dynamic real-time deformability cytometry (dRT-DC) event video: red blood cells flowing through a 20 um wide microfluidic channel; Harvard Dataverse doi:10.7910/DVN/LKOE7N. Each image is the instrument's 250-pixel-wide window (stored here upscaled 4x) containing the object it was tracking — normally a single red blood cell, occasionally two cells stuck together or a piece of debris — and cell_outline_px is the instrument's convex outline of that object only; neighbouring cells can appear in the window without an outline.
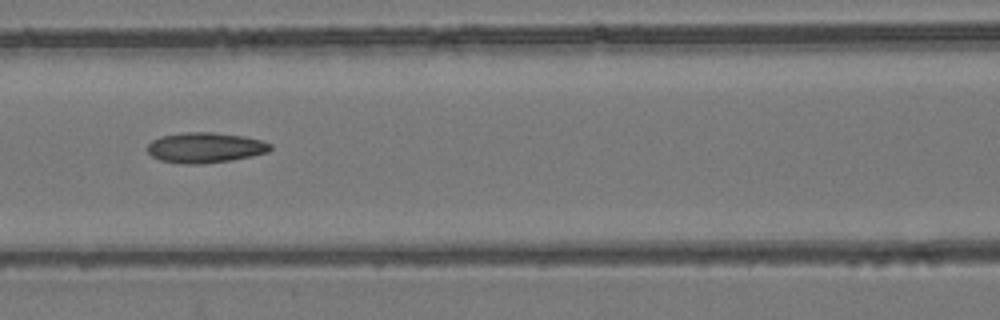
{"species": "common noctule bat (a hibernating species)", "species_latin": "Nyctalus noctula", "temperature_condition": "room temperature", "stored_images_in_passage": 9, "camera_frame_rate_fps": 3000, "um_per_image_px": 0.085, "animal": {"sex": "female", "body_mass_g": 24.6, "forearm_length_mm": 56.2}, "frame": {"image": 1, "passage_image": 6, "time_ms": 1.667, "image_size_px": [1000, 320], "cell_outline_px": [[272, 148], [268, 152], [252, 156], [232, 160], [204, 164], [180, 164], [160, 160], [152, 156], [148, 152], [148, 144], [152, 140], [160, 136], [184, 132], [212, 132], [244, 136], [260, 140], [272, 144]], "centroid_in_image_um": [17.44, 12.55], "position_along_channel_um": 149.2, "area_um2": 21.91}}
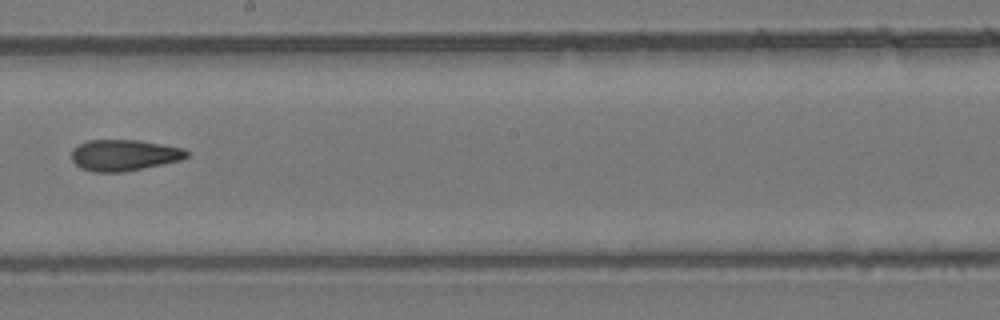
{"frame": {"image": 2, "passage_image": 8, "time_ms": 2.333, "image_size_px": [1000, 320], "cell_outline_px": [[188, 156], [180, 160], [124, 172], [92, 172], [80, 168], [72, 160], [72, 152], [80, 144], [88, 140], [140, 140], [184, 148], [188, 152]], "centroid_in_image_um": [10.55, 13.19], "position_along_channel_um": 237.6, "area_um2": 20.81}}
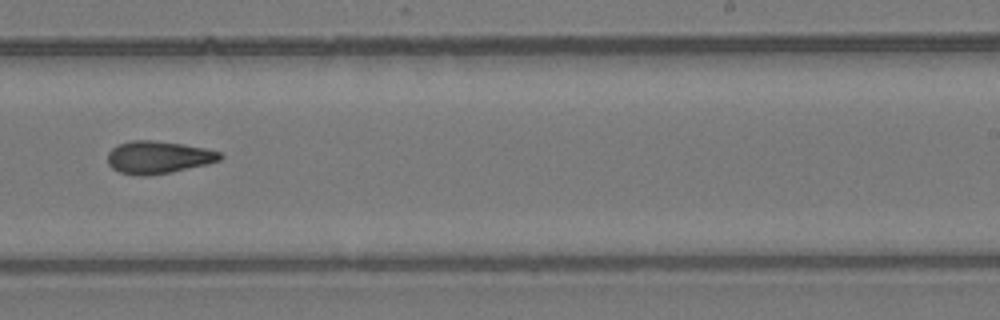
{"frame": {"image": 3, "passage_image": 9, "time_ms": 2.667, "image_size_px": [1000, 320], "cell_outline_px": [[224, 156], [220, 160], [172, 172], [148, 176], [136, 176], [120, 172], [112, 168], [108, 164], [108, 152], [116, 144], [132, 140], [152, 140], [180, 144], [204, 148], [220, 152]], "centroid_in_image_um": [13.4, 13.37], "position_along_channel_um": 275.6, "area_um2": 21.27}}